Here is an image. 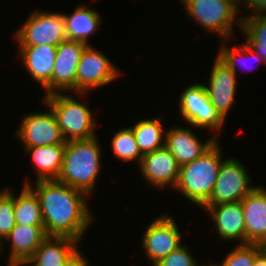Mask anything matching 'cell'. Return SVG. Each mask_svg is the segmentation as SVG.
Instances as JSON below:
<instances>
[{
  "label": "cell",
  "mask_w": 266,
  "mask_h": 266,
  "mask_svg": "<svg viewBox=\"0 0 266 266\" xmlns=\"http://www.w3.org/2000/svg\"><path fill=\"white\" fill-rule=\"evenodd\" d=\"M226 1L229 2L233 6V8H235L239 12V14H241L240 11L244 6L245 0H226Z\"/></svg>",
  "instance_id": "34"
},
{
  "label": "cell",
  "mask_w": 266,
  "mask_h": 266,
  "mask_svg": "<svg viewBox=\"0 0 266 266\" xmlns=\"http://www.w3.org/2000/svg\"><path fill=\"white\" fill-rule=\"evenodd\" d=\"M197 266H222V264L207 261L206 263L204 262L203 264L202 263L199 264V262H198Z\"/></svg>",
  "instance_id": "35"
},
{
  "label": "cell",
  "mask_w": 266,
  "mask_h": 266,
  "mask_svg": "<svg viewBox=\"0 0 266 266\" xmlns=\"http://www.w3.org/2000/svg\"><path fill=\"white\" fill-rule=\"evenodd\" d=\"M264 249L261 244H236L221 260L222 266H253L255 257Z\"/></svg>",
  "instance_id": "28"
},
{
  "label": "cell",
  "mask_w": 266,
  "mask_h": 266,
  "mask_svg": "<svg viewBox=\"0 0 266 266\" xmlns=\"http://www.w3.org/2000/svg\"><path fill=\"white\" fill-rule=\"evenodd\" d=\"M67 266H90V262L80 248V250L68 262Z\"/></svg>",
  "instance_id": "32"
},
{
  "label": "cell",
  "mask_w": 266,
  "mask_h": 266,
  "mask_svg": "<svg viewBox=\"0 0 266 266\" xmlns=\"http://www.w3.org/2000/svg\"><path fill=\"white\" fill-rule=\"evenodd\" d=\"M237 158L223 160L210 199L203 206H217L236 203L243 200L257 186L253 185L252 176Z\"/></svg>",
  "instance_id": "8"
},
{
  "label": "cell",
  "mask_w": 266,
  "mask_h": 266,
  "mask_svg": "<svg viewBox=\"0 0 266 266\" xmlns=\"http://www.w3.org/2000/svg\"><path fill=\"white\" fill-rule=\"evenodd\" d=\"M220 139L200 157L180 166L174 190L196 207L201 208L212 195L223 160Z\"/></svg>",
  "instance_id": "3"
},
{
  "label": "cell",
  "mask_w": 266,
  "mask_h": 266,
  "mask_svg": "<svg viewBox=\"0 0 266 266\" xmlns=\"http://www.w3.org/2000/svg\"><path fill=\"white\" fill-rule=\"evenodd\" d=\"M120 128L111 137V151L113 156L120 162H135L139 165L143 154L141 153L138 143L130 127Z\"/></svg>",
  "instance_id": "27"
},
{
  "label": "cell",
  "mask_w": 266,
  "mask_h": 266,
  "mask_svg": "<svg viewBox=\"0 0 266 266\" xmlns=\"http://www.w3.org/2000/svg\"><path fill=\"white\" fill-rule=\"evenodd\" d=\"M87 44L64 40L56 49L55 66L52 81L43 89L47 96L58 92L76 93V73L81 55Z\"/></svg>",
  "instance_id": "12"
},
{
  "label": "cell",
  "mask_w": 266,
  "mask_h": 266,
  "mask_svg": "<svg viewBox=\"0 0 266 266\" xmlns=\"http://www.w3.org/2000/svg\"><path fill=\"white\" fill-rule=\"evenodd\" d=\"M57 47L51 45L18 46L16 57L29 77L43 89L52 81Z\"/></svg>",
  "instance_id": "18"
},
{
  "label": "cell",
  "mask_w": 266,
  "mask_h": 266,
  "mask_svg": "<svg viewBox=\"0 0 266 266\" xmlns=\"http://www.w3.org/2000/svg\"><path fill=\"white\" fill-rule=\"evenodd\" d=\"M41 102L48 111L37 110L24 113L15 130V137L24 149L66 143L52 109L43 101Z\"/></svg>",
  "instance_id": "11"
},
{
  "label": "cell",
  "mask_w": 266,
  "mask_h": 266,
  "mask_svg": "<svg viewBox=\"0 0 266 266\" xmlns=\"http://www.w3.org/2000/svg\"><path fill=\"white\" fill-rule=\"evenodd\" d=\"M171 215L165 213L155 216L142 233V251L151 266L183 245V233L177 225L178 221Z\"/></svg>",
  "instance_id": "9"
},
{
  "label": "cell",
  "mask_w": 266,
  "mask_h": 266,
  "mask_svg": "<svg viewBox=\"0 0 266 266\" xmlns=\"http://www.w3.org/2000/svg\"><path fill=\"white\" fill-rule=\"evenodd\" d=\"M163 116L161 114L153 118H141L129 126L143 155L165 147L166 130L163 126Z\"/></svg>",
  "instance_id": "23"
},
{
  "label": "cell",
  "mask_w": 266,
  "mask_h": 266,
  "mask_svg": "<svg viewBox=\"0 0 266 266\" xmlns=\"http://www.w3.org/2000/svg\"><path fill=\"white\" fill-rule=\"evenodd\" d=\"M65 146L66 143H61L23 149L25 156H30L32 168H35V181L57 180L63 166Z\"/></svg>",
  "instance_id": "22"
},
{
  "label": "cell",
  "mask_w": 266,
  "mask_h": 266,
  "mask_svg": "<svg viewBox=\"0 0 266 266\" xmlns=\"http://www.w3.org/2000/svg\"><path fill=\"white\" fill-rule=\"evenodd\" d=\"M201 208L211 219L218 240L227 242L236 240L237 244H245V223L241 202Z\"/></svg>",
  "instance_id": "16"
},
{
  "label": "cell",
  "mask_w": 266,
  "mask_h": 266,
  "mask_svg": "<svg viewBox=\"0 0 266 266\" xmlns=\"http://www.w3.org/2000/svg\"><path fill=\"white\" fill-rule=\"evenodd\" d=\"M0 190V240L3 241L15 227L13 188L2 187Z\"/></svg>",
  "instance_id": "29"
},
{
  "label": "cell",
  "mask_w": 266,
  "mask_h": 266,
  "mask_svg": "<svg viewBox=\"0 0 266 266\" xmlns=\"http://www.w3.org/2000/svg\"><path fill=\"white\" fill-rule=\"evenodd\" d=\"M187 18L221 41H234V27L241 29L242 15L226 0H179ZM234 24V25H233Z\"/></svg>",
  "instance_id": "5"
},
{
  "label": "cell",
  "mask_w": 266,
  "mask_h": 266,
  "mask_svg": "<svg viewBox=\"0 0 266 266\" xmlns=\"http://www.w3.org/2000/svg\"><path fill=\"white\" fill-rule=\"evenodd\" d=\"M3 253V251H2V241L0 240V254H2Z\"/></svg>",
  "instance_id": "36"
},
{
  "label": "cell",
  "mask_w": 266,
  "mask_h": 266,
  "mask_svg": "<svg viewBox=\"0 0 266 266\" xmlns=\"http://www.w3.org/2000/svg\"><path fill=\"white\" fill-rule=\"evenodd\" d=\"M178 111L185 125H192L193 129H206L218 140L219 133L226 124L225 120L212 105L204 83H193L181 90L178 98ZM211 131V132H210ZM219 136V138H218Z\"/></svg>",
  "instance_id": "6"
},
{
  "label": "cell",
  "mask_w": 266,
  "mask_h": 266,
  "mask_svg": "<svg viewBox=\"0 0 266 266\" xmlns=\"http://www.w3.org/2000/svg\"><path fill=\"white\" fill-rule=\"evenodd\" d=\"M19 192L17 195L13 190L15 223L44 226L38 197L27 185H23Z\"/></svg>",
  "instance_id": "25"
},
{
  "label": "cell",
  "mask_w": 266,
  "mask_h": 266,
  "mask_svg": "<svg viewBox=\"0 0 266 266\" xmlns=\"http://www.w3.org/2000/svg\"><path fill=\"white\" fill-rule=\"evenodd\" d=\"M243 10H247L249 14L241 16V18L266 13V0H245Z\"/></svg>",
  "instance_id": "31"
},
{
  "label": "cell",
  "mask_w": 266,
  "mask_h": 266,
  "mask_svg": "<svg viewBox=\"0 0 266 266\" xmlns=\"http://www.w3.org/2000/svg\"><path fill=\"white\" fill-rule=\"evenodd\" d=\"M87 96L89 93L58 92L41 99L52 109L66 142L98 135L96 131L99 123L93 114L94 110L90 109L86 100L82 102V98Z\"/></svg>",
  "instance_id": "4"
},
{
  "label": "cell",
  "mask_w": 266,
  "mask_h": 266,
  "mask_svg": "<svg viewBox=\"0 0 266 266\" xmlns=\"http://www.w3.org/2000/svg\"><path fill=\"white\" fill-rule=\"evenodd\" d=\"M244 42L261 57L266 65V13L241 18Z\"/></svg>",
  "instance_id": "26"
},
{
  "label": "cell",
  "mask_w": 266,
  "mask_h": 266,
  "mask_svg": "<svg viewBox=\"0 0 266 266\" xmlns=\"http://www.w3.org/2000/svg\"><path fill=\"white\" fill-rule=\"evenodd\" d=\"M68 40L80 41L91 45L89 38L102 27V16L89 5L79 4L72 13H63Z\"/></svg>",
  "instance_id": "21"
},
{
  "label": "cell",
  "mask_w": 266,
  "mask_h": 266,
  "mask_svg": "<svg viewBox=\"0 0 266 266\" xmlns=\"http://www.w3.org/2000/svg\"><path fill=\"white\" fill-rule=\"evenodd\" d=\"M14 31L13 41L18 46L51 45L57 47L67 39L63 12L36 9Z\"/></svg>",
  "instance_id": "7"
},
{
  "label": "cell",
  "mask_w": 266,
  "mask_h": 266,
  "mask_svg": "<svg viewBox=\"0 0 266 266\" xmlns=\"http://www.w3.org/2000/svg\"><path fill=\"white\" fill-rule=\"evenodd\" d=\"M166 129L165 147L173 154L180 166L190 163L205 153L217 140L212 134L207 140H201L192 130L172 124Z\"/></svg>",
  "instance_id": "15"
},
{
  "label": "cell",
  "mask_w": 266,
  "mask_h": 266,
  "mask_svg": "<svg viewBox=\"0 0 266 266\" xmlns=\"http://www.w3.org/2000/svg\"><path fill=\"white\" fill-rule=\"evenodd\" d=\"M214 59L210 74H208V84L204 82V86L212 105L226 121L237 99L238 76L217 56Z\"/></svg>",
  "instance_id": "14"
},
{
  "label": "cell",
  "mask_w": 266,
  "mask_h": 266,
  "mask_svg": "<svg viewBox=\"0 0 266 266\" xmlns=\"http://www.w3.org/2000/svg\"><path fill=\"white\" fill-rule=\"evenodd\" d=\"M82 243L67 237H47L33 256L19 266H67ZM80 246V247H79Z\"/></svg>",
  "instance_id": "20"
},
{
  "label": "cell",
  "mask_w": 266,
  "mask_h": 266,
  "mask_svg": "<svg viewBox=\"0 0 266 266\" xmlns=\"http://www.w3.org/2000/svg\"><path fill=\"white\" fill-rule=\"evenodd\" d=\"M121 73L108 55L93 44L87 45L77 66L76 93H89L90 90L106 87L116 81Z\"/></svg>",
  "instance_id": "10"
},
{
  "label": "cell",
  "mask_w": 266,
  "mask_h": 266,
  "mask_svg": "<svg viewBox=\"0 0 266 266\" xmlns=\"http://www.w3.org/2000/svg\"><path fill=\"white\" fill-rule=\"evenodd\" d=\"M187 245L183 244L178 249L172 251L154 266H197L196 257L192 254Z\"/></svg>",
  "instance_id": "30"
},
{
  "label": "cell",
  "mask_w": 266,
  "mask_h": 266,
  "mask_svg": "<svg viewBox=\"0 0 266 266\" xmlns=\"http://www.w3.org/2000/svg\"><path fill=\"white\" fill-rule=\"evenodd\" d=\"M245 223V244H266V186L258 185L240 201Z\"/></svg>",
  "instance_id": "19"
},
{
  "label": "cell",
  "mask_w": 266,
  "mask_h": 266,
  "mask_svg": "<svg viewBox=\"0 0 266 266\" xmlns=\"http://www.w3.org/2000/svg\"><path fill=\"white\" fill-rule=\"evenodd\" d=\"M138 166L143 180L149 186L159 191L173 189L174 192L180 165L166 147L144 154Z\"/></svg>",
  "instance_id": "13"
},
{
  "label": "cell",
  "mask_w": 266,
  "mask_h": 266,
  "mask_svg": "<svg viewBox=\"0 0 266 266\" xmlns=\"http://www.w3.org/2000/svg\"><path fill=\"white\" fill-rule=\"evenodd\" d=\"M99 135L66 142L63 166L57 181L84 192L89 198L102 170Z\"/></svg>",
  "instance_id": "2"
},
{
  "label": "cell",
  "mask_w": 266,
  "mask_h": 266,
  "mask_svg": "<svg viewBox=\"0 0 266 266\" xmlns=\"http://www.w3.org/2000/svg\"><path fill=\"white\" fill-rule=\"evenodd\" d=\"M253 266H266V250L263 249L254 260Z\"/></svg>",
  "instance_id": "33"
},
{
  "label": "cell",
  "mask_w": 266,
  "mask_h": 266,
  "mask_svg": "<svg viewBox=\"0 0 266 266\" xmlns=\"http://www.w3.org/2000/svg\"><path fill=\"white\" fill-rule=\"evenodd\" d=\"M46 238L44 226L15 224V227L2 241L3 251L4 242L10 244L7 266H19L26 263Z\"/></svg>",
  "instance_id": "17"
},
{
  "label": "cell",
  "mask_w": 266,
  "mask_h": 266,
  "mask_svg": "<svg viewBox=\"0 0 266 266\" xmlns=\"http://www.w3.org/2000/svg\"><path fill=\"white\" fill-rule=\"evenodd\" d=\"M220 41V45H219V49L217 52V57L224 63L226 64L232 71L233 73L237 75V71H239L240 69L245 72V67H249L250 62L253 63H258V65L263 64L264 66V61L261 57H259L257 55V53L252 50L245 42H242L243 44H232L231 46V42L232 40H218ZM230 41V45L227 43ZM228 44V45H225ZM248 58V59H247ZM254 61V62H252ZM256 61V62H255ZM247 63V65H246ZM252 64H250V68H246V70L249 72L250 69L252 68ZM243 65V69L241 68ZM245 65V66H244ZM257 67V66H255ZM239 69V70H238ZM253 69H255L253 67Z\"/></svg>",
  "instance_id": "24"
},
{
  "label": "cell",
  "mask_w": 266,
  "mask_h": 266,
  "mask_svg": "<svg viewBox=\"0 0 266 266\" xmlns=\"http://www.w3.org/2000/svg\"><path fill=\"white\" fill-rule=\"evenodd\" d=\"M27 177L22 184L27 185L39 199L47 237H67L82 242L96 217L88 205L89 197L57 180L34 181Z\"/></svg>",
  "instance_id": "1"
}]
</instances>
